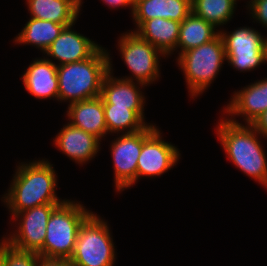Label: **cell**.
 I'll return each mask as SVG.
<instances>
[{
    "mask_svg": "<svg viewBox=\"0 0 267 266\" xmlns=\"http://www.w3.org/2000/svg\"><path fill=\"white\" fill-rule=\"evenodd\" d=\"M61 203H49L35 206L31 209L16 213L10 221L17 225L2 240L12 248L32 252L43 257V243L46 237V226L52 211Z\"/></svg>",
    "mask_w": 267,
    "mask_h": 266,
    "instance_id": "8",
    "label": "cell"
},
{
    "mask_svg": "<svg viewBox=\"0 0 267 266\" xmlns=\"http://www.w3.org/2000/svg\"><path fill=\"white\" fill-rule=\"evenodd\" d=\"M92 213L80 201L66 199L59 204L52 211L46 226L43 257L69 260L79 228Z\"/></svg>",
    "mask_w": 267,
    "mask_h": 266,
    "instance_id": "4",
    "label": "cell"
},
{
    "mask_svg": "<svg viewBox=\"0 0 267 266\" xmlns=\"http://www.w3.org/2000/svg\"><path fill=\"white\" fill-rule=\"evenodd\" d=\"M248 11L252 22L259 23L267 29V0H250L247 1Z\"/></svg>",
    "mask_w": 267,
    "mask_h": 266,
    "instance_id": "26",
    "label": "cell"
},
{
    "mask_svg": "<svg viewBox=\"0 0 267 266\" xmlns=\"http://www.w3.org/2000/svg\"><path fill=\"white\" fill-rule=\"evenodd\" d=\"M176 61L183 71L190 98H197L214 82L226 61L222 36L181 53Z\"/></svg>",
    "mask_w": 267,
    "mask_h": 266,
    "instance_id": "5",
    "label": "cell"
},
{
    "mask_svg": "<svg viewBox=\"0 0 267 266\" xmlns=\"http://www.w3.org/2000/svg\"><path fill=\"white\" fill-rule=\"evenodd\" d=\"M104 116L108 134H129L145 129L149 124L135 111L128 107H114L113 104H103Z\"/></svg>",
    "mask_w": 267,
    "mask_h": 266,
    "instance_id": "23",
    "label": "cell"
},
{
    "mask_svg": "<svg viewBox=\"0 0 267 266\" xmlns=\"http://www.w3.org/2000/svg\"><path fill=\"white\" fill-rule=\"evenodd\" d=\"M264 139H267V110L251 124Z\"/></svg>",
    "mask_w": 267,
    "mask_h": 266,
    "instance_id": "28",
    "label": "cell"
},
{
    "mask_svg": "<svg viewBox=\"0 0 267 266\" xmlns=\"http://www.w3.org/2000/svg\"><path fill=\"white\" fill-rule=\"evenodd\" d=\"M68 123L103 140L108 135L101 96L68 105Z\"/></svg>",
    "mask_w": 267,
    "mask_h": 266,
    "instance_id": "17",
    "label": "cell"
},
{
    "mask_svg": "<svg viewBox=\"0 0 267 266\" xmlns=\"http://www.w3.org/2000/svg\"><path fill=\"white\" fill-rule=\"evenodd\" d=\"M10 187L2 196L12 218L16 213L49 203L66 200L57 196V175L48 159L19 162Z\"/></svg>",
    "mask_w": 267,
    "mask_h": 266,
    "instance_id": "1",
    "label": "cell"
},
{
    "mask_svg": "<svg viewBox=\"0 0 267 266\" xmlns=\"http://www.w3.org/2000/svg\"><path fill=\"white\" fill-rule=\"evenodd\" d=\"M220 35L231 68L245 73L266 63L265 36L255 28L240 26L230 32L221 28Z\"/></svg>",
    "mask_w": 267,
    "mask_h": 266,
    "instance_id": "9",
    "label": "cell"
},
{
    "mask_svg": "<svg viewBox=\"0 0 267 266\" xmlns=\"http://www.w3.org/2000/svg\"><path fill=\"white\" fill-rule=\"evenodd\" d=\"M180 24L170 19L154 18L144 21L133 32L169 57L177 48Z\"/></svg>",
    "mask_w": 267,
    "mask_h": 266,
    "instance_id": "19",
    "label": "cell"
},
{
    "mask_svg": "<svg viewBox=\"0 0 267 266\" xmlns=\"http://www.w3.org/2000/svg\"><path fill=\"white\" fill-rule=\"evenodd\" d=\"M128 31L122 33L117 40L121 59L131 72L130 76L121 78L149 86L160 79L159 60L166 56L151 43L141 39L133 30Z\"/></svg>",
    "mask_w": 267,
    "mask_h": 266,
    "instance_id": "7",
    "label": "cell"
},
{
    "mask_svg": "<svg viewBox=\"0 0 267 266\" xmlns=\"http://www.w3.org/2000/svg\"><path fill=\"white\" fill-rule=\"evenodd\" d=\"M156 125L149 124L145 129L129 134H116L111 140L110 153L114 169V189L122 192L133 187L136 183L137 161L142 150L144 140L156 129Z\"/></svg>",
    "mask_w": 267,
    "mask_h": 266,
    "instance_id": "10",
    "label": "cell"
},
{
    "mask_svg": "<svg viewBox=\"0 0 267 266\" xmlns=\"http://www.w3.org/2000/svg\"><path fill=\"white\" fill-rule=\"evenodd\" d=\"M265 55H266V63H267V37H265Z\"/></svg>",
    "mask_w": 267,
    "mask_h": 266,
    "instance_id": "31",
    "label": "cell"
},
{
    "mask_svg": "<svg viewBox=\"0 0 267 266\" xmlns=\"http://www.w3.org/2000/svg\"><path fill=\"white\" fill-rule=\"evenodd\" d=\"M215 130L227 159L267 190V153L260 141L263 136L251 124L235 123L225 116Z\"/></svg>",
    "mask_w": 267,
    "mask_h": 266,
    "instance_id": "2",
    "label": "cell"
},
{
    "mask_svg": "<svg viewBox=\"0 0 267 266\" xmlns=\"http://www.w3.org/2000/svg\"><path fill=\"white\" fill-rule=\"evenodd\" d=\"M191 12L192 0H134V30L144 21L154 18L182 22Z\"/></svg>",
    "mask_w": 267,
    "mask_h": 266,
    "instance_id": "18",
    "label": "cell"
},
{
    "mask_svg": "<svg viewBox=\"0 0 267 266\" xmlns=\"http://www.w3.org/2000/svg\"><path fill=\"white\" fill-rule=\"evenodd\" d=\"M74 25L64 27L59 36L44 52L47 55L44 56L47 60L52 61L51 58L58 60L57 66L88 59L101 47L92 39L75 31L72 28Z\"/></svg>",
    "mask_w": 267,
    "mask_h": 266,
    "instance_id": "14",
    "label": "cell"
},
{
    "mask_svg": "<svg viewBox=\"0 0 267 266\" xmlns=\"http://www.w3.org/2000/svg\"><path fill=\"white\" fill-rule=\"evenodd\" d=\"M225 108L223 115L235 123L236 116H241L245 124H252L264 111L267 110V78L256 80L239 91H234ZM231 116V117H230Z\"/></svg>",
    "mask_w": 267,
    "mask_h": 266,
    "instance_id": "13",
    "label": "cell"
},
{
    "mask_svg": "<svg viewBox=\"0 0 267 266\" xmlns=\"http://www.w3.org/2000/svg\"><path fill=\"white\" fill-rule=\"evenodd\" d=\"M109 228L94 212L83 222L69 259L72 266H114L117 255Z\"/></svg>",
    "mask_w": 267,
    "mask_h": 266,
    "instance_id": "6",
    "label": "cell"
},
{
    "mask_svg": "<svg viewBox=\"0 0 267 266\" xmlns=\"http://www.w3.org/2000/svg\"><path fill=\"white\" fill-rule=\"evenodd\" d=\"M83 0H26L30 17L58 24H75Z\"/></svg>",
    "mask_w": 267,
    "mask_h": 266,
    "instance_id": "20",
    "label": "cell"
},
{
    "mask_svg": "<svg viewBox=\"0 0 267 266\" xmlns=\"http://www.w3.org/2000/svg\"><path fill=\"white\" fill-rule=\"evenodd\" d=\"M0 266H5L4 257L0 254Z\"/></svg>",
    "mask_w": 267,
    "mask_h": 266,
    "instance_id": "30",
    "label": "cell"
},
{
    "mask_svg": "<svg viewBox=\"0 0 267 266\" xmlns=\"http://www.w3.org/2000/svg\"><path fill=\"white\" fill-rule=\"evenodd\" d=\"M109 53L102 46L88 59L57 66L58 101L70 104L101 96L109 71Z\"/></svg>",
    "mask_w": 267,
    "mask_h": 266,
    "instance_id": "3",
    "label": "cell"
},
{
    "mask_svg": "<svg viewBox=\"0 0 267 266\" xmlns=\"http://www.w3.org/2000/svg\"><path fill=\"white\" fill-rule=\"evenodd\" d=\"M0 254L4 257L5 266H37L40 256L32 252H23L0 240Z\"/></svg>",
    "mask_w": 267,
    "mask_h": 266,
    "instance_id": "25",
    "label": "cell"
},
{
    "mask_svg": "<svg viewBox=\"0 0 267 266\" xmlns=\"http://www.w3.org/2000/svg\"><path fill=\"white\" fill-rule=\"evenodd\" d=\"M112 62V57L109 54V71L103 79L101 89L103 104H113L114 107H128L145 121L144 107L146 97L141 89L146 85L114 77Z\"/></svg>",
    "mask_w": 267,
    "mask_h": 266,
    "instance_id": "12",
    "label": "cell"
},
{
    "mask_svg": "<svg viewBox=\"0 0 267 266\" xmlns=\"http://www.w3.org/2000/svg\"><path fill=\"white\" fill-rule=\"evenodd\" d=\"M21 79L25 90L37 99L58 100L57 65L45 57L35 58L23 73Z\"/></svg>",
    "mask_w": 267,
    "mask_h": 266,
    "instance_id": "16",
    "label": "cell"
},
{
    "mask_svg": "<svg viewBox=\"0 0 267 266\" xmlns=\"http://www.w3.org/2000/svg\"><path fill=\"white\" fill-rule=\"evenodd\" d=\"M104 4L106 3V5L112 9H119V8H126L129 7L131 10V16L133 15V11H134V0H101Z\"/></svg>",
    "mask_w": 267,
    "mask_h": 266,
    "instance_id": "27",
    "label": "cell"
},
{
    "mask_svg": "<svg viewBox=\"0 0 267 266\" xmlns=\"http://www.w3.org/2000/svg\"><path fill=\"white\" fill-rule=\"evenodd\" d=\"M219 34V29L191 12L180 24L179 39L175 52H179V56L189 49L210 42Z\"/></svg>",
    "mask_w": 267,
    "mask_h": 266,
    "instance_id": "22",
    "label": "cell"
},
{
    "mask_svg": "<svg viewBox=\"0 0 267 266\" xmlns=\"http://www.w3.org/2000/svg\"><path fill=\"white\" fill-rule=\"evenodd\" d=\"M37 266H72L68 259L40 257Z\"/></svg>",
    "mask_w": 267,
    "mask_h": 266,
    "instance_id": "29",
    "label": "cell"
},
{
    "mask_svg": "<svg viewBox=\"0 0 267 266\" xmlns=\"http://www.w3.org/2000/svg\"><path fill=\"white\" fill-rule=\"evenodd\" d=\"M237 1L192 0V12L218 29L226 25L234 17Z\"/></svg>",
    "mask_w": 267,
    "mask_h": 266,
    "instance_id": "24",
    "label": "cell"
},
{
    "mask_svg": "<svg viewBox=\"0 0 267 266\" xmlns=\"http://www.w3.org/2000/svg\"><path fill=\"white\" fill-rule=\"evenodd\" d=\"M69 25L72 24H58L30 17L13 42L20 45H32L44 53L64 27Z\"/></svg>",
    "mask_w": 267,
    "mask_h": 266,
    "instance_id": "21",
    "label": "cell"
},
{
    "mask_svg": "<svg viewBox=\"0 0 267 266\" xmlns=\"http://www.w3.org/2000/svg\"><path fill=\"white\" fill-rule=\"evenodd\" d=\"M157 128L144 140L142 150L137 161L136 183L142 177H159L173 169L180 161L181 153L162 137ZM173 167V168H172Z\"/></svg>",
    "mask_w": 267,
    "mask_h": 266,
    "instance_id": "11",
    "label": "cell"
},
{
    "mask_svg": "<svg viewBox=\"0 0 267 266\" xmlns=\"http://www.w3.org/2000/svg\"><path fill=\"white\" fill-rule=\"evenodd\" d=\"M53 139L54 145L78 165L87 164L101 149V140L67 122Z\"/></svg>",
    "mask_w": 267,
    "mask_h": 266,
    "instance_id": "15",
    "label": "cell"
}]
</instances>
